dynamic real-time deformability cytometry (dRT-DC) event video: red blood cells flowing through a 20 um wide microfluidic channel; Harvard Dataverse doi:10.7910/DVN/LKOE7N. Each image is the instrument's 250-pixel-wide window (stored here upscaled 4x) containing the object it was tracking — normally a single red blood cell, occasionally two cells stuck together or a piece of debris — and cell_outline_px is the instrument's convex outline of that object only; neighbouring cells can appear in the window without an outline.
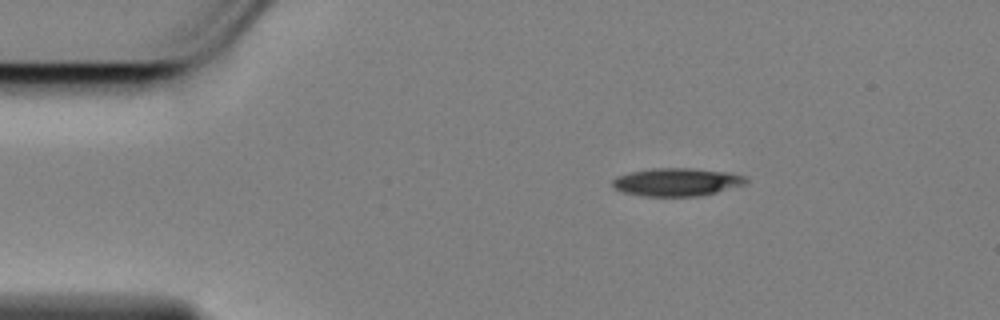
{"species": "Egyptian fruit bat (a non-hibernating species)", "species_latin": "Rousettus aegyptiacus", "temperature_condition": "cold", "stored_images_in_passage": 49, "camera_frame_rate_fps": 3000, "um_per_image_px": 0.085, "animal": {"sex": "female"}, "frame": {"image": 1, "passage_image": 1, "time_ms": 0.0, "image_size_px": [1000, 320], "cell_outline_px": [[748, 180], [744, 184], [716, 192], [696, 196], [640, 196], [620, 192], [612, 188], [612, 180], [616, 176], [632, 172], [652, 168], [692, 168], [728, 172], [744, 176]], "centroid_in_image_um": [57.45, 15.47], "position_along_channel_um": 27.5, "area_um2": 21.79}}
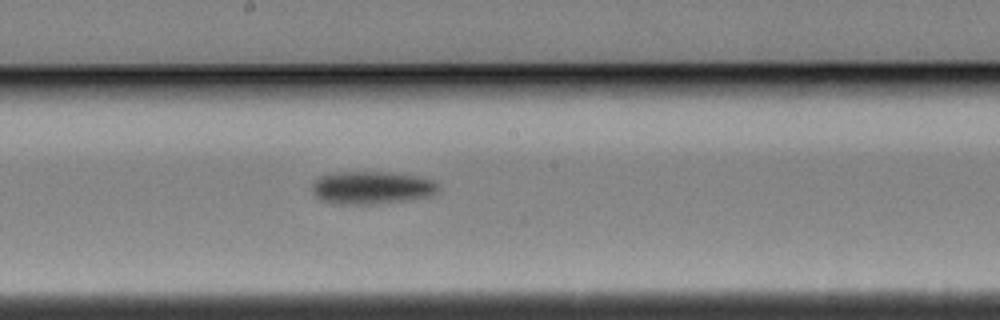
{"frame": {"image": 2, "passage_image": 22, "time_ms": 7.0, "image_size_px": [1000, 320], "cell_outline_px": [[440, 188], [432, 196], [408, 200], [372, 204], [328, 204], [320, 200], [312, 192], [312, 184], [320, 176], [340, 172], [388, 172], [412, 176], [432, 180]], "centroid_in_image_um": [31.55, 15.97], "position_along_channel_um": 216.6, "area_um2": 24.1}}
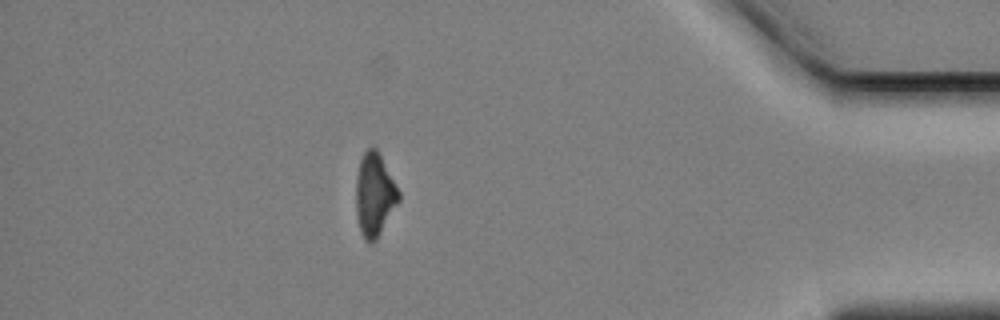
{"frame": {"image": 3, "passage_image": 42, "time_ms": 13.667, "image_size_px": [1000, 320], "cell_outline_px": [[400, 200], [376, 240], [372, 244], [368, 244], [364, 240], [360, 232], [356, 216], [356, 176], [360, 160], [364, 152], [372, 144], [376, 148], [400, 192]], "centroid_in_image_um": [31.82, 16.58], "position_along_channel_um": 403.4, "area_um2": 20.87}, "authors_computed_cell_mechanics": {"area_um2": 22.1952, "velocity_mm_per_s": 3.4582, "shape_relaxation_time_tau1_ms": 3.9485, "shape_relaxation_time_tau2_ms": null, "deformation_change_tau1": 0.1226, "deformation_change_tau2": null}}